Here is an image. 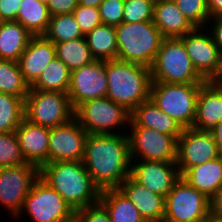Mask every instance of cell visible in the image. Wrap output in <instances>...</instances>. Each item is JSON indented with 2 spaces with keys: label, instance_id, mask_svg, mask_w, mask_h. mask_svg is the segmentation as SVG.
I'll return each instance as SVG.
<instances>
[{
  "label": "cell",
  "instance_id": "obj_1",
  "mask_svg": "<svg viewBox=\"0 0 222 222\" xmlns=\"http://www.w3.org/2000/svg\"><path fill=\"white\" fill-rule=\"evenodd\" d=\"M83 164L101 191L119 188L131 169L128 134H87Z\"/></svg>",
  "mask_w": 222,
  "mask_h": 222
},
{
  "label": "cell",
  "instance_id": "obj_2",
  "mask_svg": "<svg viewBox=\"0 0 222 222\" xmlns=\"http://www.w3.org/2000/svg\"><path fill=\"white\" fill-rule=\"evenodd\" d=\"M40 177L56 190L76 212L99 202L101 190L92 181L83 161L44 164Z\"/></svg>",
  "mask_w": 222,
  "mask_h": 222
},
{
  "label": "cell",
  "instance_id": "obj_3",
  "mask_svg": "<svg viewBox=\"0 0 222 222\" xmlns=\"http://www.w3.org/2000/svg\"><path fill=\"white\" fill-rule=\"evenodd\" d=\"M106 96L130 113L150 99L151 68L119 59L106 61Z\"/></svg>",
  "mask_w": 222,
  "mask_h": 222
},
{
  "label": "cell",
  "instance_id": "obj_4",
  "mask_svg": "<svg viewBox=\"0 0 222 222\" xmlns=\"http://www.w3.org/2000/svg\"><path fill=\"white\" fill-rule=\"evenodd\" d=\"M117 59L151 68L164 37L153 21L115 26Z\"/></svg>",
  "mask_w": 222,
  "mask_h": 222
},
{
  "label": "cell",
  "instance_id": "obj_5",
  "mask_svg": "<svg viewBox=\"0 0 222 222\" xmlns=\"http://www.w3.org/2000/svg\"><path fill=\"white\" fill-rule=\"evenodd\" d=\"M151 80L176 84H203L205 82L195 70L179 38L162 40L151 67Z\"/></svg>",
  "mask_w": 222,
  "mask_h": 222
},
{
  "label": "cell",
  "instance_id": "obj_6",
  "mask_svg": "<svg viewBox=\"0 0 222 222\" xmlns=\"http://www.w3.org/2000/svg\"><path fill=\"white\" fill-rule=\"evenodd\" d=\"M201 85L152 82L150 100L183 129L192 128Z\"/></svg>",
  "mask_w": 222,
  "mask_h": 222
},
{
  "label": "cell",
  "instance_id": "obj_7",
  "mask_svg": "<svg viewBox=\"0 0 222 222\" xmlns=\"http://www.w3.org/2000/svg\"><path fill=\"white\" fill-rule=\"evenodd\" d=\"M130 115L123 106L105 96L77 105L74 108L73 119L88 134H116L113 132L115 129L129 125Z\"/></svg>",
  "mask_w": 222,
  "mask_h": 222
},
{
  "label": "cell",
  "instance_id": "obj_8",
  "mask_svg": "<svg viewBox=\"0 0 222 222\" xmlns=\"http://www.w3.org/2000/svg\"><path fill=\"white\" fill-rule=\"evenodd\" d=\"M23 212L31 222H70L75 217L73 208L41 177L26 196L18 218Z\"/></svg>",
  "mask_w": 222,
  "mask_h": 222
},
{
  "label": "cell",
  "instance_id": "obj_9",
  "mask_svg": "<svg viewBox=\"0 0 222 222\" xmlns=\"http://www.w3.org/2000/svg\"><path fill=\"white\" fill-rule=\"evenodd\" d=\"M73 112L67 93L29 90L25 99V119L49 129L71 121Z\"/></svg>",
  "mask_w": 222,
  "mask_h": 222
},
{
  "label": "cell",
  "instance_id": "obj_10",
  "mask_svg": "<svg viewBox=\"0 0 222 222\" xmlns=\"http://www.w3.org/2000/svg\"><path fill=\"white\" fill-rule=\"evenodd\" d=\"M210 199L180 177L165 197L163 222H191L207 219Z\"/></svg>",
  "mask_w": 222,
  "mask_h": 222
},
{
  "label": "cell",
  "instance_id": "obj_11",
  "mask_svg": "<svg viewBox=\"0 0 222 222\" xmlns=\"http://www.w3.org/2000/svg\"><path fill=\"white\" fill-rule=\"evenodd\" d=\"M130 128L128 129L131 131L130 134L128 133V139L131 162H133V160L137 162L138 159L176 162L177 139L174 136L152 128Z\"/></svg>",
  "mask_w": 222,
  "mask_h": 222
},
{
  "label": "cell",
  "instance_id": "obj_12",
  "mask_svg": "<svg viewBox=\"0 0 222 222\" xmlns=\"http://www.w3.org/2000/svg\"><path fill=\"white\" fill-rule=\"evenodd\" d=\"M39 177L40 168L32 163L0 167V205L15 216V219Z\"/></svg>",
  "mask_w": 222,
  "mask_h": 222
},
{
  "label": "cell",
  "instance_id": "obj_13",
  "mask_svg": "<svg viewBox=\"0 0 222 222\" xmlns=\"http://www.w3.org/2000/svg\"><path fill=\"white\" fill-rule=\"evenodd\" d=\"M219 156L212 133L185 128L177 139L176 165L180 176L190 167L201 165Z\"/></svg>",
  "mask_w": 222,
  "mask_h": 222
},
{
  "label": "cell",
  "instance_id": "obj_14",
  "mask_svg": "<svg viewBox=\"0 0 222 222\" xmlns=\"http://www.w3.org/2000/svg\"><path fill=\"white\" fill-rule=\"evenodd\" d=\"M107 89L106 61L94 60L90 64L71 71L67 94L74 109L87 100L105 97Z\"/></svg>",
  "mask_w": 222,
  "mask_h": 222
},
{
  "label": "cell",
  "instance_id": "obj_15",
  "mask_svg": "<svg viewBox=\"0 0 222 222\" xmlns=\"http://www.w3.org/2000/svg\"><path fill=\"white\" fill-rule=\"evenodd\" d=\"M195 28L193 31L179 37L183 42L186 52L197 73L205 80L211 79L217 74L222 54L216 46L211 33Z\"/></svg>",
  "mask_w": 222,
  "mask_h": 222
},
{
  "label": "cell",
  "instance_id": "obj_16",
  "mask_svg": "<svg viewBox=\"0 0 222 222\" xmlns=\"http://www.w3.org/2000/svg\"><path fill=\"white\" fill-rule=\"evenodd\" d=\"M87 134L74 119L49 129L48 163L83 161Z\"/></svg>",
  "mask_w": 222,
  "mask_h": 222
},
{
  "label": "cell",
  "instance_id": "obj_17",
  "mask_svg": "<svg viewBox=\"0 0 222 222\" xmlns=\"http://www.w3.org/2000/svg\"><path fill=\"white\" fill-rule=\"evenodd\" d=\"M130 176L152 193L164 198L181 177L176 162L146 161L131 162Z\"/></svg>",
  "mask_w": 222,
  "mask_h": 222
},
{
  "label": "cell",
  "instance_id": "obj_18",
  "mask_svg": "<svg viewBox=\"0 0 222 222\" xmlns=\"http://www.w3.org/2000/svg\"><path fill=\"white\" fill-rule=\"evenodd\" d=\"M56 57L55 44L44 36H33L20 56L19 65L25 82L31 87Z\"/></svg>",
  "mask_w": 222,
  "mask_h": 222
},
{
  "label": "cell",
  "instance_id": "obj_19",
  "mask_svg": "<svg viewBox=\"0 0 222 222\" xmlns=\"http://www.w3.org/2000/svg\"><path fill=\"white\" fill-rule=\"evenodd\" d=\"M15 133L27 163L39 168L48 163L49 128L31 123L24 118Z\"/></svg>",
  "mask_w": 222,
  "mask_h": 222
},
{
  "label": "cell",
  "instance_id": "obj_20",
  "mask_svg": "<svg viewBox=\"0 0 222 222\" xmlns=\"http://www.w3.org/2000/svg\"><path fill=\"white\" fill-rule=\"evenodd\" d=\"M220 121H222V89L211 81H205L199 89L192 128L211 133Z\"/></svg>",
  "mask_w": 222,
  "mask_h": 222
},
{
  "label": "cell",
  "instance_id": "obj_21",
  "mask_svg": "<svg viewBox=\"0 0 222 222\" xmlns=\"http://www.w3.org/2000/svg\"><path fill=\"white\" fill-rule=\"evenodd\" d=\"M119 189L137 207L145 222H163L165 198L152 193L136 182L130 175L121 183Z\"/></svg>",
  "mask_w": 222,
  "mask_h": 222
},
{
  "label": "cell",
  "instance_id": "obj_22",
  "mask_svg": "<svg viewBox=\"0 0 222 222\" xmlns=\"http://www.w3.org/2000/svg\"><path fill=\"white\" fill-rule=\"evenodd\" d=\"M152 21L164 38H179L195 29L173 0H155Z\"/></svg>",
  "mask_w": 222,
  "mask_h": 222
},
{
  "label": "cell",
  "instance_id": "obj_23",
  "mask_svg": "<svg viewBox=\"0 0 222 222\" xmlns=\"http://www.w3.org/2000/svg\"><path fill=\"white\" fill-rule=\"evenodd\" d=\"M130 127L152 128L159 132L172 135L176 139L183 128L165 112L159 109L150 99L139 104L130 115Z\"/></svg>",
  "mask_w": 222,
  "mask_h": 222
},
{
  "label": "cell",
  "instance_id": "obj_24",
  "mask_svg": "<svg viewBox=\"0 0 222 222\" xmlns=\"http://www.w3.org/2000/svg\"><path fill=\"white\" fill-rule=\"evenodd\" d=\"M181 177L210 199L222 186V157L192 166Z\"/></svg>",
  "mask_w": 222,
  "mask_h": 222
},
{
  "label": "cell",
  "instance_id": "obj_25",
  "mask_svg": "<svg viewBox=\"0 0 222 222\" xmlns=\"http://www.w3.org/2000/svg\"><path fill=\"white\" fill-rule=\"evenodd\" d=\"M32 34L17 21L0 24V59L18 62Z\"/></svg>",
  "mask_w": 222,
  "mask_h": 222
},
{
  "label": "cell",
  "instance_id": "obj_26",
  "mask_svg": "<svg viewBox=\"0 0 222 222\" xmlns=\"http://www.w3.org/2000/svg\"><path fill=\"white\" fill-rule=\"evenodd\" d=\"M99 202L108 211L111 222H145L137 207L119 188L102 190Z\"/></svg>",
  "mask_w": 222,
  "mask_h": 222
},
{
  "label": "cell",
  "instance_id": "obj_27",
  "mask_svg": "<svg viewBox=\"0 0 222 222\" xmlns=\"http://www.w3.org/2000/svg\"><path fill=\"white\" fill-rule=\"evenodd\" d=\"M50 13L44 0H22L16 21L32 36H43L48 29Z\"/></svg>",
  "mask_w": 222,
  "mask_h": 222
},
{
  "label": "cell",
  "instance_id": "obj_28",
  "mask_svg": "<svg viewBox=\"0 0 222 222\" xmlns=\"http://www.w3.org/2000/svg\"><path fill=\"white\" fill-rule=\"evenodd\" d=\"M89 50L95 60L117 59V36L115 26L101 23L85 35Z\"/></svg>",
  "mask_w": 222,
  "mask_h": 222
},
{
  "label": "cell",
  "instance_id": "obj_29",
  "mask_svg": "<svg viewBox=\"0 0 222 222\" xmlns=\"http://www.w3.org/2000/svg\"><path fill=\"white\" fill-rule=\"evenodd\" d=\"M71 71L55 57L40 74L30 90L56 91L67 93L70 86Z\"/></svg>",
  "mask_w": 222,
  "mask_h": 222
},
{
  "label": "cell",
  "instance_id": "obj_30",
  "mask_svg": "<svg viewBox=\"0 0 222 222\" xmlns=\"http://www.w3.org/2000/svg\"><path fill=\"white\" fill-rule=\"evenodd\" d=\"M58 57L70 71L92 63L93 58L85 37L54 43Z\"/></svg>",
  "mask_w": 222,
  "mask_h": 222
},
{
  "label": "cell",
  "instance_id": "obj_31",
  "mask_svg": "<svg viewBox=\"0 0 222 222\" xmlns=\"http://www.w3.org/2000/svg\"><path fill=\"white\" fill-rule=\"evenodd\" d=\"M30 90L25 82L19 62L0 59V92L26 98Z\"/></svg>",
  "mask_w": 222,
  "mask_h": 222
},
{
  "label": "cell",
  "instance_id": "obj_32",
  "mask_svg": "<svg viewBox=\"0 0 222 222\" xmlns=\"http://www.w3.org/2000/svg\"><path fill=\"white\" fill-rule=\"evenodd\" d=\"M25 99L0 92V133L16 131L25 118Z\"/></svg>",
  "mask_w": 222,
  "mask_h": 222
},
{
  "label": "cell",
  "instance_id": "obj_33",
  "mask_svg": "<svg viewBox=\"0 0 222 222\" xmlns=\"http://www.w3.org/2000/svg\"><path fill=\"white\" fill-rule=\"evenodd\" d=\"M43 36L53 43L85 37L72 13L51 16L48 29Z\"/></svg>",
  "mask_w": 222,
  "mask_h": 222
},
{
  "label": "cell",
  "instance_id": "obj_34",
  "mask_svg": "<svg viewBox=\"0 0 222 222\" xmlns=\"http://www.w3.org/2000/svg\"><path fill=\"white\" fill-rule=\"evenodd\" d=\"M184 17L195 27L206 30L210 15L207 0H173Z\"/></svg>",
  "mask_w": 222,
  "mask_h": 222
},
{
  "label": "cell",
  "instance_id": "obj_35",
  "mask_svg": "<svg viewBox=\"0 0 222 222\" xmlns=\"http://www.w3.org/2000/svg\"><path fill=\"white\" fill-rule=\"evenodd\" d=\"M27 163L22 155L15 132L0 133V167L18 166Z\"/></svg>",
  "mask_w": 222,
  "mask_h": 222
},
{
  "label": "cell",
  "instance_id": "obj_36",
  "mask_svg": "<svg viewBox=\"0 0 222 222\" xmlns=\"http://www.w3.org/2000/svg\"><path fill=\"white\" fill-rule=\"evenodd\" d=\"M155 0L125 1L123 22L137 23L153 20V6Z\"/></svg>",
  "mask_w": 222,
  "mask_h": 222
},
{
  "label": "cell",
  "instance_id": "obj_37",
  "mask_svg": "<svg viewBox=\"0 0 222 222\" xmlns=\"http://www.w3.org/2000/svg\"><path fill=\"white\" fill-rule=\"evenodd\" d=\"M72 14L84 35L102 23L99 8L78 4Z\"/></svg>",
  "mask_w": 222,
  "mask_h": 222
},
{
  "label": "cell",
  "instance_id": "obj_38",
  "mask_svg": "<svg viewBox=\"0 0 222 222\" xmlns=\"http://www.w3.org/2000/svg\"><path fill=\"white\" fill-rule=\"evenodd\" d=\"M124 0H103L99 12L103 24L117 26L123 22Z\"/></svg>",
  "mask_w": 222,
  "mask_h": 222
},
{
  "label": "cell",
  "instance_id": "obj_39",
  "mask_svg": "<svg viewBox=\"0 0 222 222\" xmlns=\"http://www.w3.org/2000/svg\"><path fill=\"white\" fill-rule=\"evenodd\" d=\"M75 216L81 222H111L108 211L100 202L78 209Z\"/></svg>",
  "mask_w": 222,
  "mask_h": 222
},
{
  "label": "cell",
  "instance_id": "obj_40",
  "mask_svg": "<svg viewBox=\"0 0 222 222\" xmlns=\"http://www.w3.org/2000/svg\"><path fill=\"white\" fill-rule=\"evenodd\" d=\"M51 16L58 14H71L78 6V0H46Z\"/></svg>",
  "mask_w": 222,
  "mask_h": 222
},
{
  "label": "cell",
  "instance_id": "obj_41",
  "mask_svg": "<svg viewBox=\"0 0 222 222\" xmlns=\"http://www.w3.org/2000/svg\"><path fill=\"white\" fill-rule=\"evenodd\" d=\"M22 0H0V16L3 21H16Z\"/></svg>",
  "mask_w": 222,
  "mask_h": 222
},
{
  "label": "cell",
  "instance_id": "obj_42",
  "mask_svg": "<svg viewBox=\"0 0 222 222\" xmlns=\"http://www.w3.org/2000/svg\"><path fill=\"white\" fill-rule=\"evenodd\" d=\"M214 22L211 26V36L220 53L222 54V16L210 18L209 22ZM214 25V26H213Z\"/></svg>",
  "mask_w": 222,
  "mask_h": 222
},
{
  "label": "cell",
  "instance_id": "obj_43",
  "mask_svg": "<svg viewBox=\"0 0 222 222\" xmlns=\"http://www.w3.org/2000/svg\"><path fill=\"white\" fill-rule=\"evenodd\" d=\"M210 212L213 214L222 215V186L210 198Z\"/></svg>",
  "mask_w": 222,
  "mask_h": 222
},
{
  "label": "cell",
  "instance_id": "obj_44",
  "mask_svg": "<svg viewBox=\"0 0 222 222\" xmlns=\"http://www.w3.org/2000/svg\"><path fill=\"white\" fill-rule=\"evenodd\" d=\"M210 18L222 16V0H207Z\"/></svg>",
  "mask_w": 222,
  "mask_h": 222
},
{
  "label": "cell",
  "instance_id": "obj_45",
  "mask_svg": "<svg viewBox=\"0 0 222 222\" xmlns=\"http://www.w3.org/2000/svg\"><path fill=\"white\" fill-rule=\"evenodd\" d=\"M211 133L217 144L218 153L222 157V121L216 124V128Z\"/></svg>",
  "mask_w": 222,
  "mask_h": 222
},
{
  "label": "cell",
  "instance_id": "obj_46",
  "mask_svg": "<svg viewBox=\"0 0 222 222\" xmlns=\"http://www.w3.org/2000/svg\"><path fill=\"white\" fill-rule=\"evenodd\" d=\"M211 82L218 88L222 89V58L217 74L211 79Z\"/></svg>",
  "mask_w": 222,
  "mask_h": 222
},
{
  "label": "cell",
  "instance_id": "obj_47",
  "mask_svg": "<svg viewBox=\"0 0 222 222\" xmlns=\"http://www.w3.org/2000/svg\"><path fill=\"white\" fill-rule=\"evenodd\" d=\"M103 0H78L80 5L98 8Z\"/></svg>",
  "mask_w": 222,
  "mask_h": 222
},
{
  "label": "cell",
  "instance_id": "obj_48",
  "mask_svg": "<svg viewBox=\"0 0 222 222\" xmlns=\"http://www.w3.org/2000/svg\"><path fill=\"white\" fill-rule=\"evenodd\" d=\"M207 222H222V215L209 213L207 217Z\"/></svg>",
  "mask_w": 222,
  "mask_h": 222
},
{
  "label": "cell",
  "instance_id": "obj_49",
  "mask_svg": "<svg viewBox=\"0 0 222 222\" xmlns=\"http://www.w3.org/2000/svg\"><path fill=\"white\" fill-rule=\"evenodd\" d=\"M70 222H81L76 216Z\"/></svg>",
  "mask_w": 222,
  "mask_h": 222
},
{
  "label": "cell",
  "instance_id": "obj_50",
  "mask_svg": "<svg viewBox=\"0 0 222 222\" xmlns=\"http://www.w3.org/2000/svg\"><path fill=\"white\" fill-rule=\"evenodd\" d=\"M191 222H207V220H206V219H204V220L191 221Z\"/></svg>",
  "mask_w": 222,
  "mask_h": 222
}]
</instances>
